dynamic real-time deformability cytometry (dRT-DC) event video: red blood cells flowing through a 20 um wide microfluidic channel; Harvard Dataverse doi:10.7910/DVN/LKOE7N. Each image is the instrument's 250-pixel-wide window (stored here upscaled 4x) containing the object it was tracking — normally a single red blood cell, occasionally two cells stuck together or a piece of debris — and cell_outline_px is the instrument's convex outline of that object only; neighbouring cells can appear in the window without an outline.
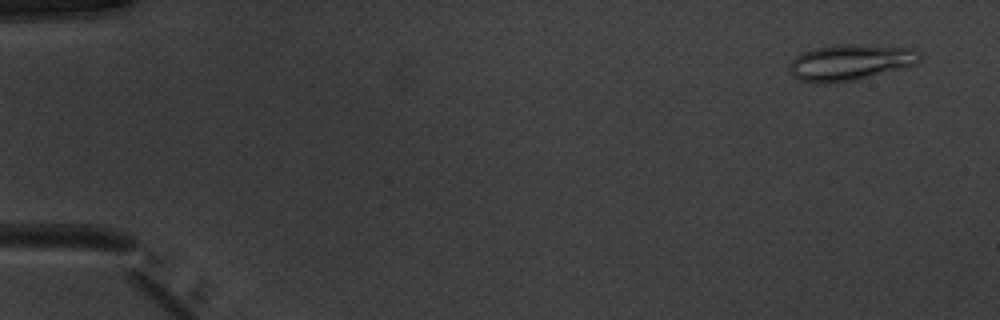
{"species": "common noctule bat (a hibernating species)", "species_latin": "Nyctalus noctula", "temperature_condition": "warm", "stored_images_in_passage": 51, "camera_frame_rate_fps": 3000, "um_per_image_px": 0.085, "animal": {"sex": "male", "body_mass_g": 20.1, "forearm_length_mm": 53.5}, "frame": {"image": 1, "passage_image": 3, "time_ms": 0.667, "image_size_px": [1000, 320], "cell_outline_px": [[920, 60], [916, 64], [860, 80], [832, 84], [812, 84], [800, 80], [788, 72], [788, 64], [796, 56], [804, 52], [816, 48], [840, 44], [856, 44], [916, 48], [920, 52]], "centroid_in_image_um": [72.26, 5.33], "position_along_channel_um": 12.7, "area_um2": 27.98}}
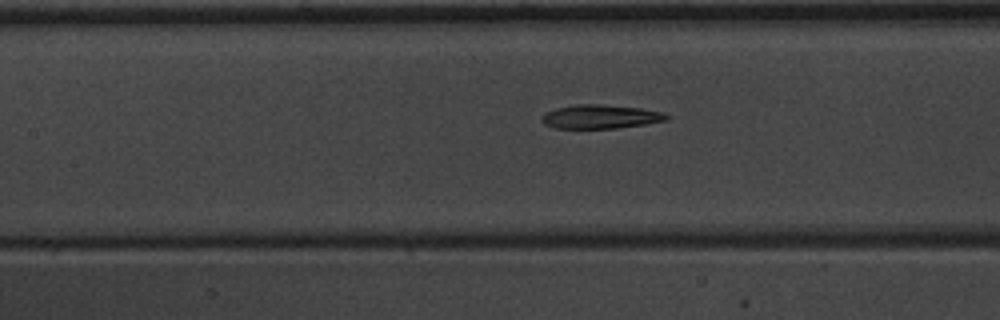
{"frame": {"image": 2, "passage_image": 24, "time_ms": 7.667, "image_size_px": [1000, 320], "cell_outline_px": [[668, 120], [620, 128], [556, 128], [544, 124], [540, 120], [540, 116], [544, 112], [556, 108], [576, 104], [600, 104], [640, 108], [664, 112], [668, 116]], "centroid_in_image_um": [51.0, 9.91], "position_along_channel_um": 156.4, "area_um2": 17.46}}
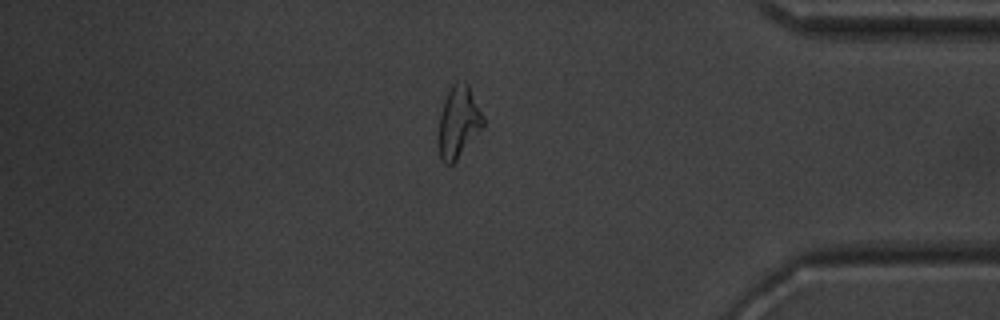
{"frame": {"image": 3, "passage_image": 44, "time_ms": 14.333, "image_size_px": [1000, 320], "cell_outline_px": [[484, 124], [456, 160], [452, 164], [444, 164], [440, 160], [440, 116], [444, 100], [452, 84], [456, 80], [468, 84], [484, 116]], "centroid_in_image_um": [38.98, 10.34], "position_along_channel_um": 396.2, "area_um2": 18.09}, "authors_computed_cell_mechanics": {"area_um2": 18.496, "velocity_mm_per_s": 3.9744, "shape_relaxation_time_tau1_ms": null, "shape_relaxation_time_tau2_ms": 3.5763, "deformation_change_tau1": null, "deformation_change_tau2": 0.1398}}